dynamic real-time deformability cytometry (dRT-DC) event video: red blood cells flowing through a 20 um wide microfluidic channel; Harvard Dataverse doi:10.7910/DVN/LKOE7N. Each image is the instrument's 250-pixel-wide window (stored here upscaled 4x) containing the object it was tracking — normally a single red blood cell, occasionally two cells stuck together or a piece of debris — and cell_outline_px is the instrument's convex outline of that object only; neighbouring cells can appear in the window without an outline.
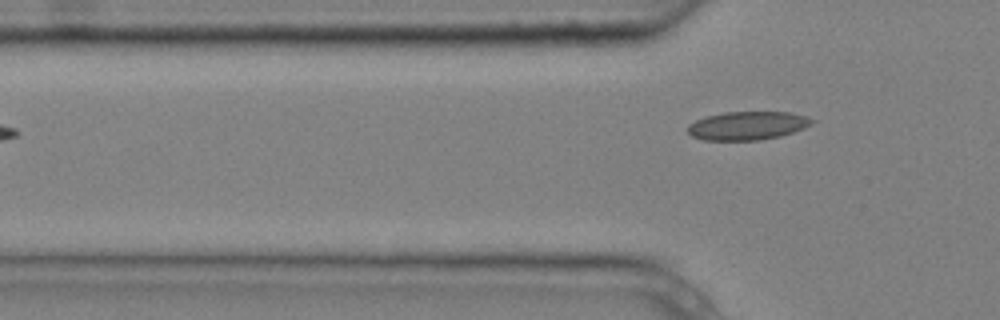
{"species": "common noctule bat (a hibernating species)", "species_latin": "Nyctalus noctula", "temperature_condition": "cold", "stored_images_in_passage": 4, "camera_frame_rate_fps": 3000, "um_per_image_px": 0.085, "animal": {"sex": "male", "body_mass_g": 20.4}, "frame": {"image": 1, "passage_image": 4, "time_ms": 1.0, "image_size_px": [1000, 320], "cell_outline_px": [[816, 120], [812, 124], [804, 128], [780, 136], [760, 140], [704, 140], [692, 136], [688, 132], [688, 124], [696, 120], [708, 116], [724, 112], [792, 112], [808, 116]], "centroid_in_image_um": [63.57, 10.67], "position_along_channel_um": 62.2, "area_um2": 20.63}}